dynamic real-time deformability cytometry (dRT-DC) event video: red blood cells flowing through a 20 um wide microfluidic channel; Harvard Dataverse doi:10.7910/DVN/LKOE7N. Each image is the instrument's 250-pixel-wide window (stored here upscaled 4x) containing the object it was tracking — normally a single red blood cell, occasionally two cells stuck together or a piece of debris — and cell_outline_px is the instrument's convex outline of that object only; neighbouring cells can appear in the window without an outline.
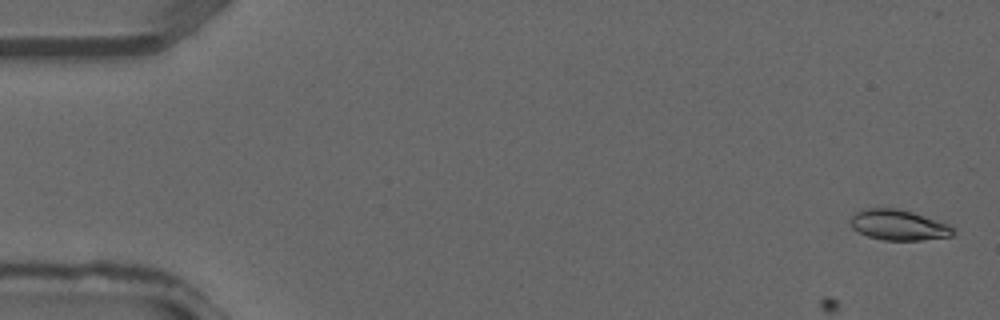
{"species": "common noctule bat (a hibernating species)", "species_latin": "Nyctalus noctula", "temperature_condition": "warm", "stored_images_in_passage": 15, "camera_frame_rate_fps": 3000, "um_per_image_px": 0.085, "animal": {"sex": "male", "forearm_length_mm": 52.5}, "frame": {"image": 1, "passage_image": 1, "time_ms": 0.0, "image_size_px": [1000, 320], "cell_outline_px": [[956, 232], [952, 236], [920, 240], [884, 240], [868, 236], [852, 228], [852, 216], [856, 212], [864, 208], [896, 208], [912, 212], [948, 224]], "centroid_in_image_um": [76.38, 19.12], "position_along_channel_um": 8.6, "area_um2": 17.98}}